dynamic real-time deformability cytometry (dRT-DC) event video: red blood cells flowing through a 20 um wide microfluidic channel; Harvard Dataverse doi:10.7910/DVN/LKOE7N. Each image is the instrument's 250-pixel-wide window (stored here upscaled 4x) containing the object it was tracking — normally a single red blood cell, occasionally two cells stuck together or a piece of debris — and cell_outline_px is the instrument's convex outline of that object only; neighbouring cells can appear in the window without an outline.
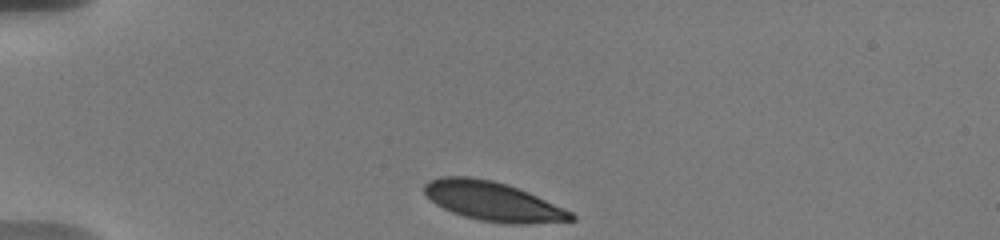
{"species": "human", "species_latin": "Homo sapiens", "temperature_condition": "warm", "stored_images_in_passage": 29, "camera_frame_rate_fps": 3000, "um_per_image_px": 0.085, "donor": {"sex": "male"}, "frame": {"image": 1, "passage_image": 1, "time_ms": 0.0, "image_size_px": [1000, 240], "cell_outline_px": [[576, 220], [528, 224], [504, 224], [480, 220], [464, 216], [452, 212], [436, 204], [424, 192], [424, 184], [428, 180], [440, 176], [472, 176], [492, 180], [508, 184], [528, 192], [564, 208], [572, 212], [576, 216]], "centroid_in_image_um": [41.9, 17.11], "position_along_channel_um": 43.1, "area_um2": 33.64}}
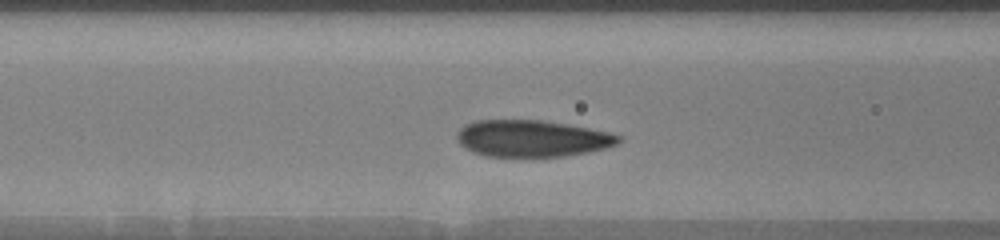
{"frame": {"image": 2, "passage_image": 9, "time_ms": 3.333, "image_size_px": [1000, 240], "cell_outline_px": [[620, 140], [616, 144], [604, 148], [564, 156], [484, 156], [472, 152], [464, 148], [456, 140], [456, 132], [464, 124], [476, 120], [540, 120], [568, 124], [608, 132], [620, 136]], "centroid_in_image_um": [45.13, 11.76], "position_along_channel_um": 121.5, "area_um2": 34.45}}
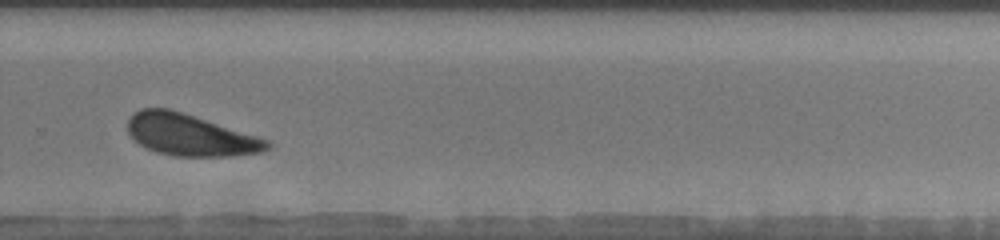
{"frame": {"image": 3, "passage_image": 21, "time_ms": 8.667, "image_size_px": [1000, 240], "cell_outline_px": [[272, 148], [260, 152], [232, 156], [176, 156], [156, 152], [140, 144], [128, 132], [128, 120], [132, 112], [140, 108], [172, 108], [260, 136], [268, 140], [272, 144]], "centroid_in_image_um": [16.21, 11.45], "position_along_channel_um": 313.6, "area_um2": 34.28}, "authors_computed_cell_mechanics": {"area_um2": 35.3158, "velocity_mm_per_s": 3.6108, "shape_relaxation_time_tau1_ms": 2.2936, "shape_relaxation_time_tau2_ms": null, "deformation_change_tau1": 0.1116, "deformation_change_tau2": null}}